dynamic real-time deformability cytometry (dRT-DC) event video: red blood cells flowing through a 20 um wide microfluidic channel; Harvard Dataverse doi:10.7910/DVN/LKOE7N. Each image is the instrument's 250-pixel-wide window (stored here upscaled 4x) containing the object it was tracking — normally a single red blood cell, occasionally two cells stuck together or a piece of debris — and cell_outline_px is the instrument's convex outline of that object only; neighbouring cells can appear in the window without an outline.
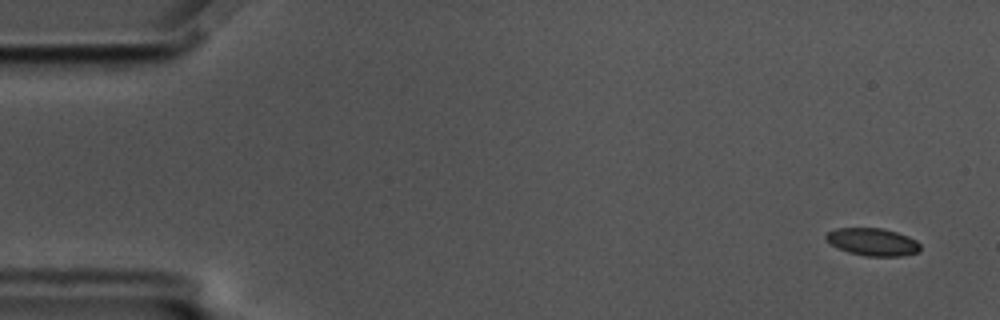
{"species": "common noctule bat (a hibernating species)", "species_latin": "Nyctalus noctula", "temperature_condition": "cold", "stored_images_in_passage": 58, "camera_frame_rate_fps": 3000, "um_per_image_px": 0.085, "animal": {"sex": "male", "body_mass_g": 17.5, "forearm_length_mm": 52.3}, "frame": {"image": 1, "passage_image": 3, "time_ms": 0.667, "image_size_px": [1000, 320], "cell_outline_px": [[920, 252], [900, 256], [864, 256], [848, 252], [832, 244], [824, 236], [828, 232], [836, 228], [880, 228], [896, 232], [908, 236], [916, 240], [920, 244]], "centroid_in_image_um": [74.2, 20.56], "position_along_channel_um": 10.8, "area_um2": 15.03}}
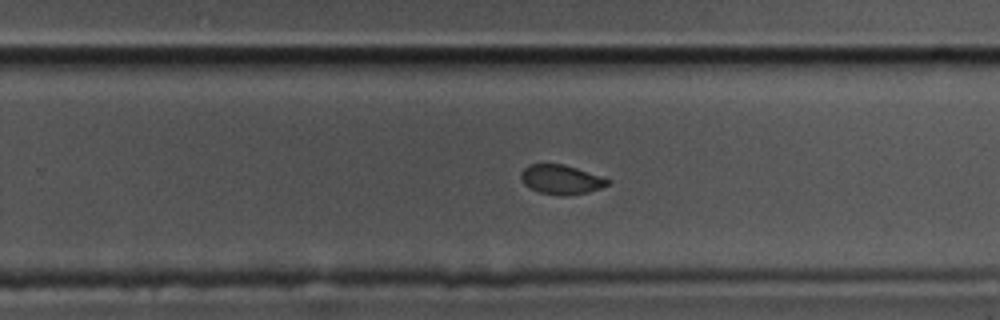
{"frame": {"image": 2, "passage_image": 37, "time_ms": 12.0, "image_size_px": [1000, 320], "cell_outline_px": [[612, 180], [608, 184], [600, 188], [588, 192], [564, 196], [560, 196], [540, 192], [524, 184], [520, 176], [520, 172], [528, 164], [564, 164]], "centroid_in_image_um": [47.68, 15.26], "position_along_channel_um": 282.1, "area_um2": 14.74}}
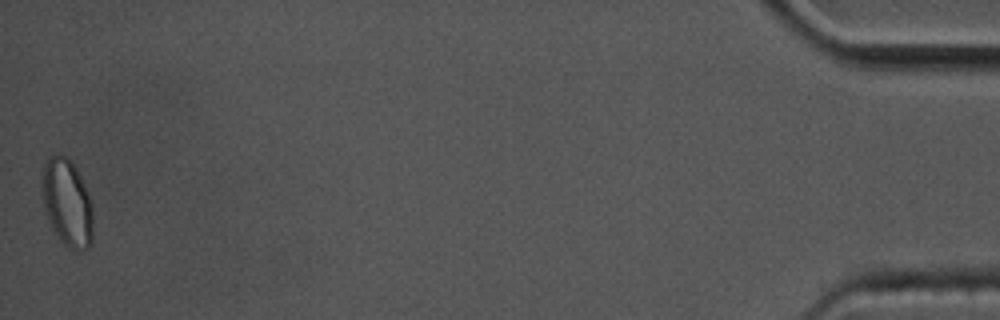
{"frame": {"image": 3, "passage_image": 58, "time_ms": 19.0, "image_size_px": [1000, 320], "cell_outline_px": [[92, 244], [88, 248], [80, 252], [76, 252], [64, 244], [60, 240], [52, 228], [40, 192], [44, 164], [48, 156], [60, 152], [68, 156], [76, 168], [88, 192], [92, 204]], "centroid_in_image_um": [5.71, 17.21], "position_along_channel_um": 429.5, "area_um2": 26.36}, "authors_computed_cell_mechanics": {"area_um2": 15.7794, "velocity_mm_per_s": 3.4763, "shape_relaxation_time_tau1_ms": 2.6237, "shape_relaxation_time_tau2_ms": 1.0532, "deformation_change_tau1": 0.091, "deformation_change_tau2": 0.0393}}